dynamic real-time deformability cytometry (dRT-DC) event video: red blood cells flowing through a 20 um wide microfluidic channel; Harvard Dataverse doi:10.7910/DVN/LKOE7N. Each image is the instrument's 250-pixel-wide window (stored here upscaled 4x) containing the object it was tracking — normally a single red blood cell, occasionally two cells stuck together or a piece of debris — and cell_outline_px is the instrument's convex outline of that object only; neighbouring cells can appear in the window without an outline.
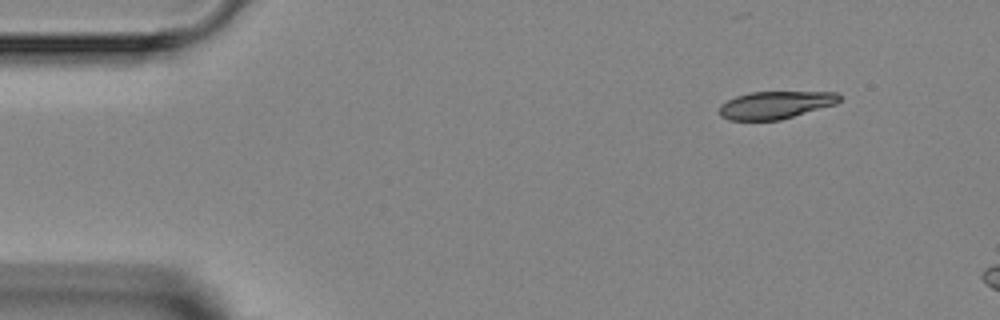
{"species": "Egyptian fruit bat (a non-hibernating species)", "species_latin": "Rousettus aegyptiacus", "temperature_condition": "room temperature", "stored_images_in_passage": 3, "camera_frame_rate_fps": 3000, "um_per_image_px": 0.085, "animal": {"sex": "female"}, "frame": {"image": 1, "passage_image": 1, "time_ms": 0.0, "image_size_px": [1000, 320], "cell_outline_px": [[840, 100], [836, 104], [780, 120], [728, 120], [720, 116], [720, 104], [736, 96], [752, 92], [836, 92], [840, 96]], "centroid_in_image_um": [65.9, 8.92], "position_along_channel_um": 19.1, "area_um2": 19.19}}